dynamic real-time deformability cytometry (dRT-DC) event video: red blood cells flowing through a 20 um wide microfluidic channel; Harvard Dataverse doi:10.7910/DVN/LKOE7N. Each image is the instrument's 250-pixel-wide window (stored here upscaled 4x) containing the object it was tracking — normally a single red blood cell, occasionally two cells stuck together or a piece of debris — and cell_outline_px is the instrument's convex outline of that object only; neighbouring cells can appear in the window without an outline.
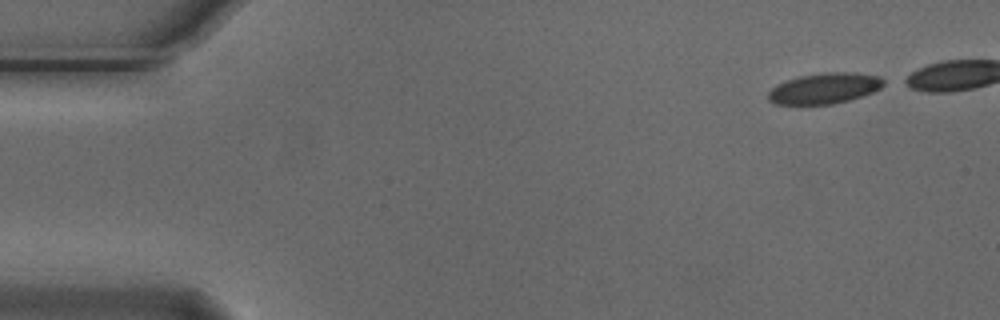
{"species": "Egyptian fruit bat (a non-hibernating species)", "species_latin": "Rousettus aegyptiacus", "temperature_condition": "cold", "stored_images_in_passage": 7, "camera_frame_rate_fps": 3000, "um_per_image_px": 0.085, "animal": {"sex": "male"}, "frame": {"image": 1, "passage_image": 1, "time_ms": 0.0, "image_size_px": [1000, 320], "cell_outline_px": [[888, 84], [872, 92], [848, 100], [832, 104], [776, 104], [768, 100], [768, 92], [776, 84], [800, 76], [828, 72], [856, 72], [880, 76], [888, 80]], "centroid_in_image_um": [70.14, 7.49], "position_along_channel_um": 14.9, "area_um2": 20.75}}